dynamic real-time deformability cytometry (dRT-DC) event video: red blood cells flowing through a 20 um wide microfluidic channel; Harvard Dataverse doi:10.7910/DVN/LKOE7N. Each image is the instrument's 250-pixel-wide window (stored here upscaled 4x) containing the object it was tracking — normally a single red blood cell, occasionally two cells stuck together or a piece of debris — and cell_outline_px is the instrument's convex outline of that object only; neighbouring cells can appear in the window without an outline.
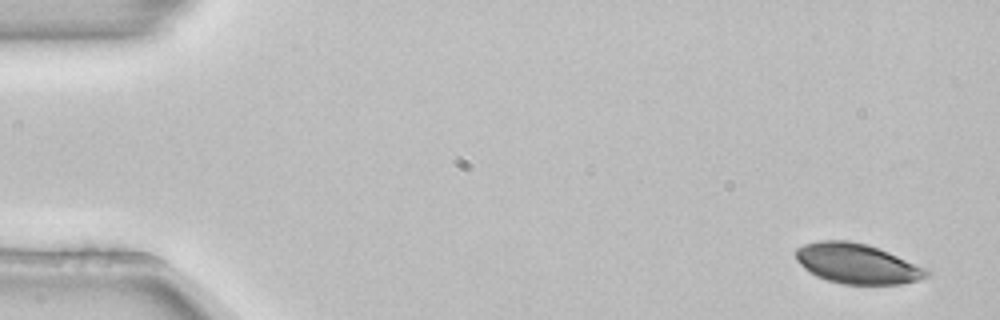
{"species": "common noctule bat (a hibernating species)", "species_latin": "Nyctalus noctula", "temperature_condition": "room temperature", "stored_images_in_passage": 4, "camera_frame_rate_fps": 3000, "um_per_image_px": 0.085, "animal": {"sex": "female", "body_mass_g": 22.7, "forearm_length_mm": 54.2}, "frame": {"image": 1, "passage_image": 1, "time_ms": 0.0, "image_size_px": [1000, 320], "cell_outline_px": [[932, 272], [928, 276], [916, 280], [900, 284], [844, 284], [828, 280], [816, 276], [808, 272], [796, 260], [796, 248], [804, 244], [820, 240], [848, 240], [868, 244], [932, 268]], "centroid_in_image_um": [72.91, 22.4], "position_along_channel_um": 12.1, "area_um2": 31.04}}
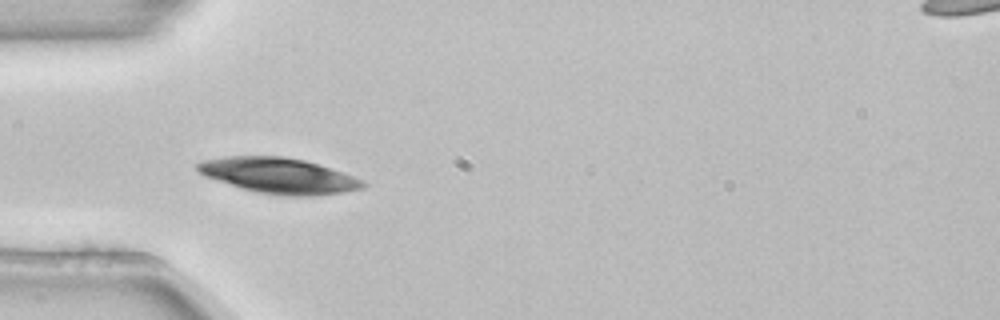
{"frame": {"image": 2, "passage_image": 4, "time_ms": 1.0, "image_size_px": [1000, 320], "cell_outline_px": [[368, 184], [364, 188], [340, 192], [312, 196], [280, 196], [256, 192], [216, 180], [204, 176], [196, 168], [196, 164], [204, 160], [224, 156], [284, 156], [304, 160], [320, 164], [364, 180]], "centroid_in_image_um": [23.71, 14.92], "position_along_channel_um": 61.3, "area_um2": 34.33}}